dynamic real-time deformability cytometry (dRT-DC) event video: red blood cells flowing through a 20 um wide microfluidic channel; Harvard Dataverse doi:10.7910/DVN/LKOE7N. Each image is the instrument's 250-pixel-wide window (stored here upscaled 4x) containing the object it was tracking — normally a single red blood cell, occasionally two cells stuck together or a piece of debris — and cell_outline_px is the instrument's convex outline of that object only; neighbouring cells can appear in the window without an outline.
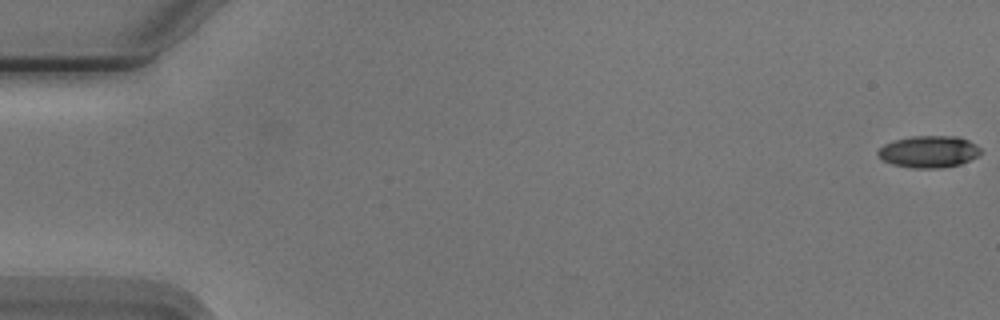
{"species": "Egyptian fruit bat (a non-hibernating species)", "species_latin": "Rousettus aegyptiacus", "temperature_condition": "cold", "stored_images_in_passage": 55, "camera_frame_rate_fps": 3000, "um_per_image_px": 0.085, "animal": {"sex": "male"}, "frame": {"image": 1, "passage_image": 1, "time_ms": 0.0, "image_size_px": [1000, 320], "cell_outline_px": [[980, 152], [976, 156], [960, 164], [940, 168], [912, 168], [892, 164], [884, 160], [876, 152], [884, 144], [892, 140], [912, 136], [956, 136], [968, 140], [980, 148]], "centroid_in_image_um": [78.91, 12.88], "position_along_channel_um": 6.1, "area_um2": 18.9}}
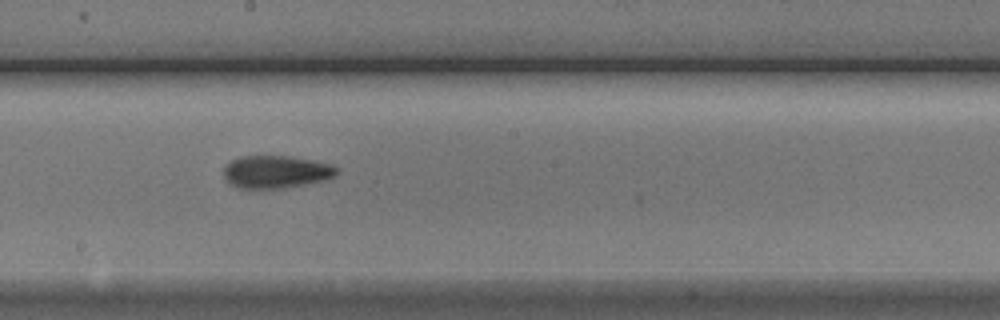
{"frame": {"image": 2, "passage_image": 31, "time_ms": 10.0, "image_size_px": [1000, 320], "cell_outline_px": [[336, 176], [324, 180], [284, 188], [240, 188], [228, 184], [224, 180], [224, 168], [232, 160], [240, 156], [288, 156], [312, 160], [332, 164], [336, 168]], "centroid_in_image_um": [23.43, 14.61], "position_along_channel_um": 224.8, "area_um2": 21.44}}
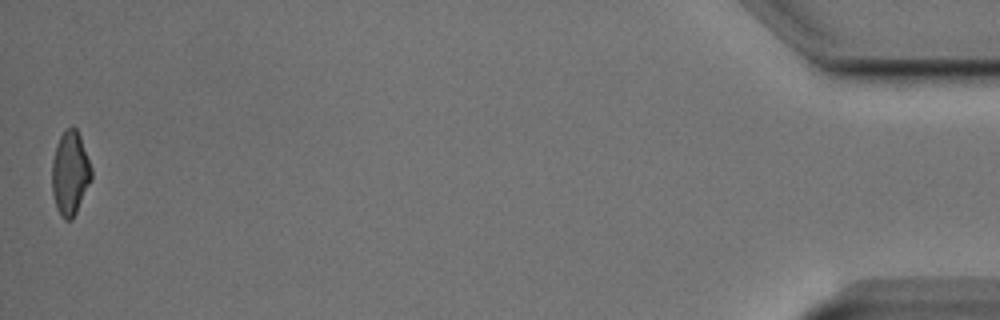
{"frame": {"image": 3, "passage_image": 55, "time_ms": 18.0, "image_size_px": [1000, 320], "cell_outline_px": [[92, 180], [72, 220], [64, 220], [56, 208], [52, 192], [52, 160], [56, 144], [60, 136], [68, 128], [76, 128], [80, 136], [92, 168]], "centroid_in_image_um": [5.96, 14.74], "position_along_channel_um": 429.2, "area_um2": 19.31}, "authors_computed_cell_mechanics": {"area_um2": 20.0566, "velocity_mm_per_s": 3.7539, "shape_relaxation_time_tau1_ms": 3.6588, "shape_relaxation_time_tau2_ms": 3.4593, "deformation_change_tau1": 0.1565, "deformation_change_tau2": 0.1125}}